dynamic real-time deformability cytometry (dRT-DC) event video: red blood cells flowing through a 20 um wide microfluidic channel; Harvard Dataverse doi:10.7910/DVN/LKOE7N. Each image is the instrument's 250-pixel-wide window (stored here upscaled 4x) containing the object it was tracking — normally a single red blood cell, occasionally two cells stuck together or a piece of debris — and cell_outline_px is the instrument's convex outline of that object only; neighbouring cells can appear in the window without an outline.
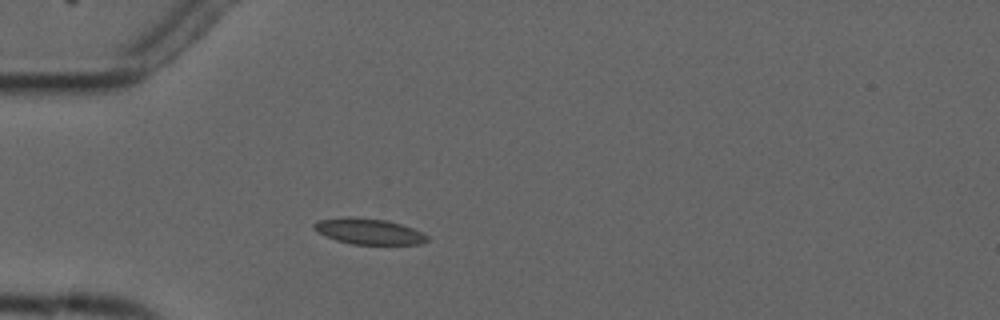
{"species": "common noctule bat (a hibernating species)", "species_latin": "Nyctalus noctula", "temperature_condition": "cold", "stored_images_in_passage": 1, "camera_frame_rate_fps": 3000, "um_per_image_px": 0.085, "animal": {"sex": "male", "forearm_length_mm": 52.5}, "frame": {"image": 1, "passage_image": 1, "time_ms": 0.0, "image_size_px": [1000, 320], "cell_outline_px": [[432, 240], [420, 244], [352, 244], [336, 240], [324, 236], [312, 228], [312, 224], [316, 220], [348, 216], [388, 220], [412, 228], [428, 236]], "centroid_in_image_um": [31.31, 19.66], "position_along_channel_um": 53.7, "area_um2": 17.22}}